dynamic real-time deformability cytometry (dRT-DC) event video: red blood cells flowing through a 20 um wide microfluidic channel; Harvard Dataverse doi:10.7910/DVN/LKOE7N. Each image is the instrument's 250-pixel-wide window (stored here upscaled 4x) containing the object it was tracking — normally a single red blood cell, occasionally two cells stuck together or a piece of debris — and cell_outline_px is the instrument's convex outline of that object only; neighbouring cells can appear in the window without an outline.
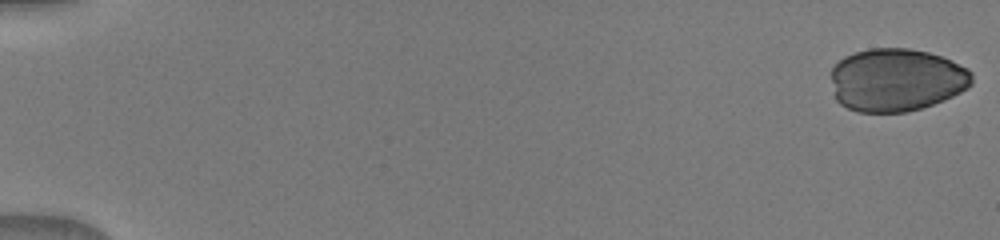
{"species": "human", "species_latin": "Homo sapiens", "temperature_condition": "warm", "stored_images_in_passage": 43, "camera_frame_rate_fps": 3000, "um_per_image_px": 0.085, "donor": {"sex": "male"}, "frame": {"image": 1, "passage_image": 1, "time_ms": 0.0, "image_size_px": [1000, 240], "cell_outline_px": [[972, 84], [968, 88], [944, 100], [920, 108], [904, 112], [860, 112], [848, 108], [840, 104], [836, 100], [832, 80], [832, 68], [844, 56], [868, 48], [908, 48], [928, 52], [952, 60], [968, 68], [972, 72]], "centroid_in_image_um": [76.21, 6.78], "position_along_channel_um": 8.8, "area_um2": 51.73}}
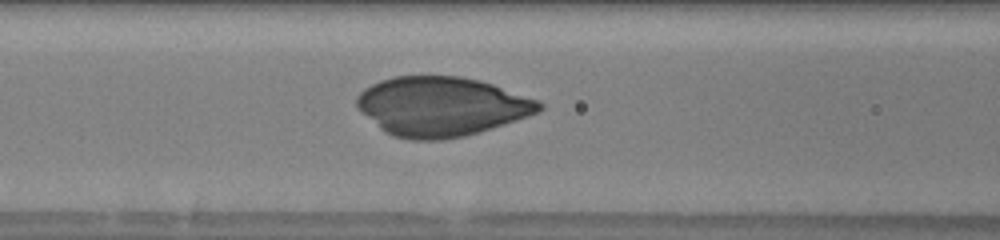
{"frame": {"image": 2, "passage_image": 23, "time_ms": 7.333, "image_size_px": [1000, 240], "cell_outline_px": [[544, 108], [528, 116], [504, 124], [464, 136], [444, 140], [408, 140], [392, 136], [384, 132], [356, 104], [356, 96], [364, 88], [380, 80], [392, 76], [460, 76], [480, 80], [540, 100], [544, 104]], "centroid_in_image_um": [37.53, 9.04], "position_along_channel_um": 129.1, "area_um2": 62.89}}
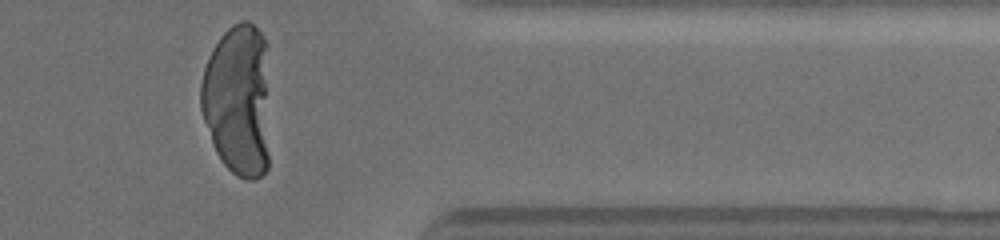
{"frame": {"image": 3, "passage_image": 43, "time_ms": 14.0, "image_size_px": [1000, 240], "cell_outline_px": [[268, 168], [256, 180], [244, 180], [236, 176], [220, 160], [216, 152], [204, 120], [200, 108], [200, 84], [204, 68], [212, 48], [220, 36], [232, 24], [240, 20], [248, 20], [264, 36], [268, 44]], "centroid_in_image_um": [20.24, 8.48], "position_along_channel_um": 391.2, "area_um2": 62.6}}